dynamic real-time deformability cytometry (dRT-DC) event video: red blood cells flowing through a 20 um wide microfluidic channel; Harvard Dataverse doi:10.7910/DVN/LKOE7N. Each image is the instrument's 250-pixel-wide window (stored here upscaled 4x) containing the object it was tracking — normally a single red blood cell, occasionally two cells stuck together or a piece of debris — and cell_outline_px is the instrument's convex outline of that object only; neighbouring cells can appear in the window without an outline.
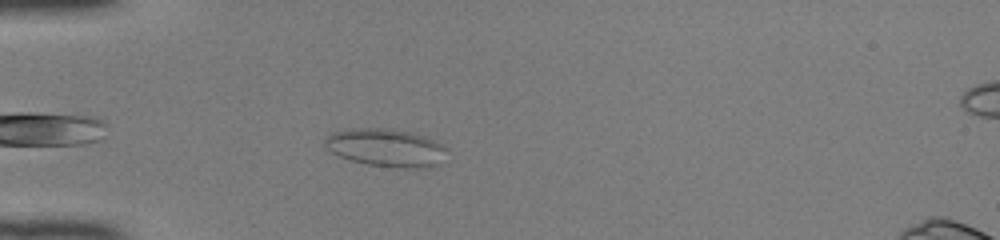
{"species": "common noctule bat (a hibernating species)", "species_latin": "Nyctalus noctula", "temperature_condition": "room temperature", "stored_images_in_passage": 34, "camera_frame_rate_fps": 3000, "um_per_image_px": 0.085, "animal": {"sex": "female", "body_mass_g": 22.0, "forearm_length_mm": 56.7}, "frame": {"image": 1, "passage_image": 1, "time_ms": 0.0, "image_size_px": [1000, 240], "cell_outline_px": [[448, 148], [436, 164], [404, 168], [368, 164], [352, 160], [340, 156], [332, 152], [324, 144], [324, 140], [332, 132], [352, 128], [392, 128], [412, 132], [424, 136]], "centroid_in_image_um": [32.74, 12.51], "position_along_channel_um": 52.3, "area_um2": 26.3}}
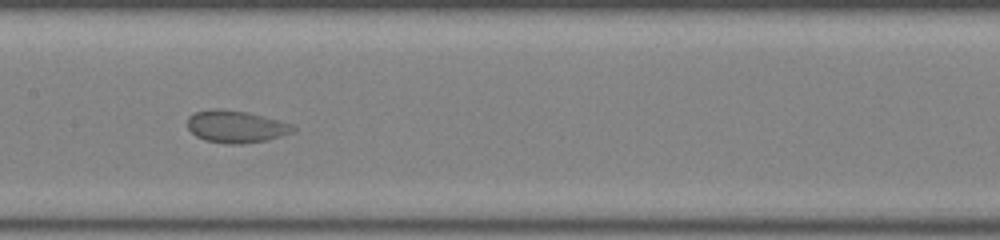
{"frame": {"image": 2, "passage_image": 12, "time_ms": 3.667, "image_size_px": [1000, 240], "cell_outline_px": [[296, 132], [268, 140], [240, 144], [228, 144], [204, 140], [196, 136], [188, 128], [188, 116], [196, 112], [212, 108], [216, 108], [248, 112], [292, 124], [296, 128]], "centroid_in_image_um": [20.07, 10.76], "position_along_channel_um": 187.3, "area_um2": 19.94}}
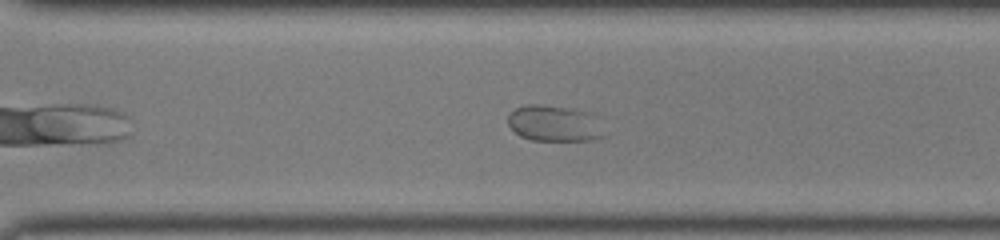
{"frame": {"image": 3, "passage_image": 22, "time_ms": 7.0, "image_size_px": [1000, 240], "cell_outline_px": [[604, 136], [592, 140], [532, 140], [520, 136], [508, 124], [508, 112], [516, 108], [528, 104], [540, 104], [564, 108], [584, 112]], "centroid_in_image_um": [46.93, 10.5], "position_along_channel_um": 323.7, "area_um2": 19.13}}